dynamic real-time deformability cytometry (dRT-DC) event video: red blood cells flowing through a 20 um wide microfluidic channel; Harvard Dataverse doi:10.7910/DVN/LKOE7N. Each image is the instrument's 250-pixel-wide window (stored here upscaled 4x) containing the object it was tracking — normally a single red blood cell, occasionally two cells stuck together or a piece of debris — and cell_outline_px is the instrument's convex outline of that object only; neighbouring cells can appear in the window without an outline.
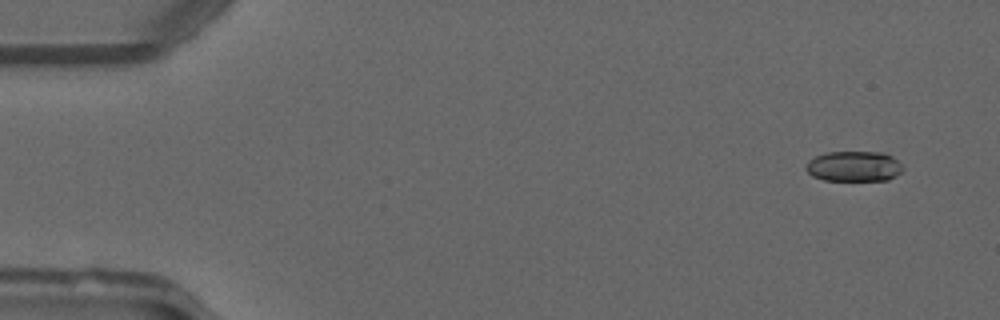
{"species": "common noctule bat (a hibernating species)", "species_latin": "Nyctalus noctula", "temperature_condition": "warm", "stored_images_in_passage": 51, "camera_frame_rate_fps": 3000, "um_per_image_px": 0.085, "animal": {"sex": "male", "forearm_length_mm": 52.5}, "frame": {"image": 1, "passage_image": 4, "time_ms": 1.0, "image_size_px": [1000, 320], "cell_outline_px": [[904, 168], [900, 172], [888, 180], [824, 180], [812, 176], [804, 168], [804, 164], [808, 160], [816, 156], [828, 152], [884, 152], [892, 156]], "centroid_in_image_um": [72.55, 14.13], "position_along_channel_um": 12.5, "area_um2": 17.17}}
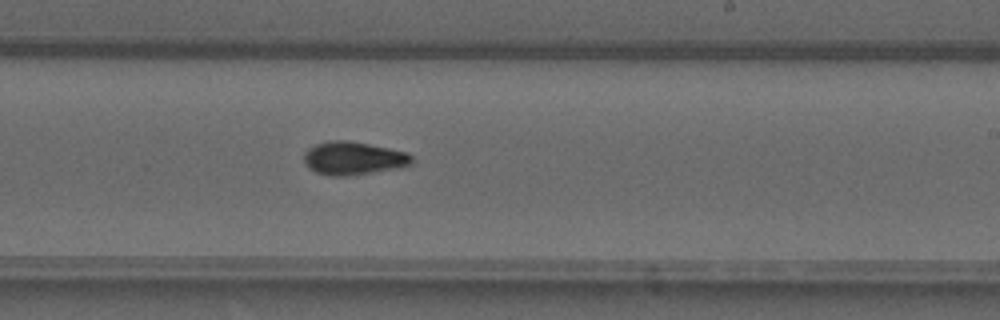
{"frame": {"image": 2, "passage_image": 31, "time_ms": 10.0, "image_size_px": [1000, 320], "cell_outline_px": [[412, 164], [400, 168], [344, 176], [332, 176], [316, 172], [308, 168], [304, 160], [304, 152], [308, 148], [316, 144], [332, 140], [344, 140], [368, 144], [408, 152], [412, 156]], "centroid_in_image_um": [30.04, 13.45], "position_along_channel_um": 259.0, "area_um2": 20.75}}
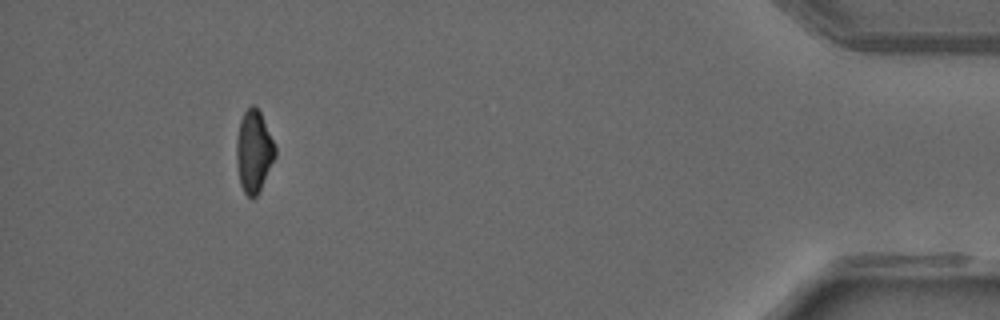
{"frame": {"image": 3, "passage_image": 47, "time_ms": 15.333, "image_size_px": [1000, 320], "cell_outline_px": [[276, 156], [256, 196], [252, 200], [244, 192], [240, 184], [236, 160], [236, 140], [240, 120], [244, 112], [252, 104], [260, 112], [276, 144]], "centroid_in_image_um": [21.58, 12.86], "position_along_channel_um": 413.6, "area_um2": 18.5}, "authors_computed_cell_mechanics": {"area_um2": 19.074, "velocity_mm_per_s": 4.126, "shape_relaxation_time_tau1_ms": null, "shape_relaxation_time_tau2_ms": 3.6038, "deformation_change_tau1": null, "deformation_change_tau2": 0.0913}}